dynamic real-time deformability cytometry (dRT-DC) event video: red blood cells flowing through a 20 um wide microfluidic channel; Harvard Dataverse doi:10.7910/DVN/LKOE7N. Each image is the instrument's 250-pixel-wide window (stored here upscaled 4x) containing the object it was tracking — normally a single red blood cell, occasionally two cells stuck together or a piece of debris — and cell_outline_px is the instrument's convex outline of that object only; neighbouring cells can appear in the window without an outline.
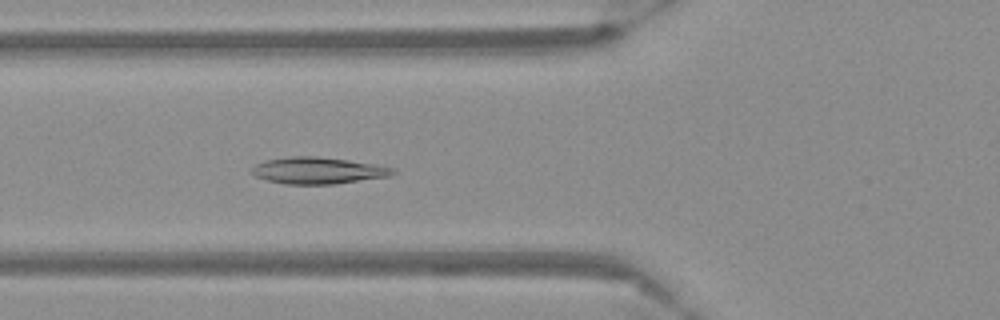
{"species": "Egyptian fruit bat (a non-hibernating species)", "species_latin": "Rousettus aegyptiacus", "temperature_condition": "warm", "stored_images_in_passage": 56, "camera_frame_rate_fps": 3000, "um_per_image_px": 0.085, "frame": {"image": 1, "passage_image": 21, "time_ms": 6.667, "image_size_px": [1000, 320], "cell_outline_px": [[396, 172], [388, 176], [336, 184], [284, 184], [268, 180], [256, 176], [252, 172], [252, 168], [256, 164], [268, 160], [292, 156], [316, 156], [348, 160], [372, 164], [392, 168]], "centroid_in_image_um": [27.01, 14.5], "position_along_channel_um": 98.8, "area_um2": 21.5}}
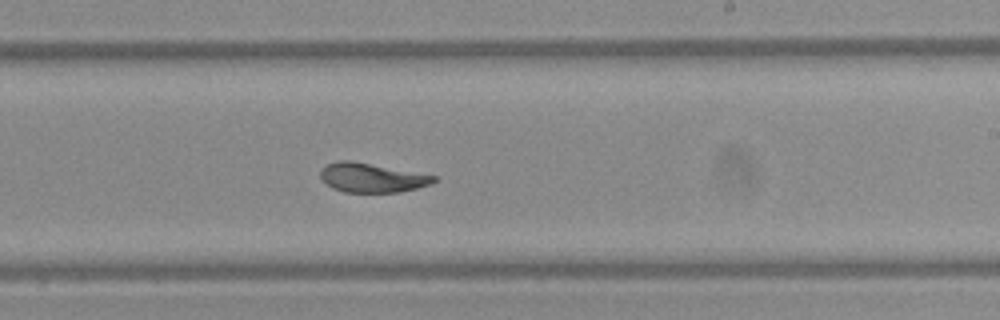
{"frame": {"image": 2, "passage_image": 34, "time_ms": 11.0, "image_size_px": [1000, 320], "cell_outline_px": [[436, 180], [432, 184], [400, 192], [344, 192], [332, 188], [320, 176], [320, 168], [336, 160], [352, 160], [436, 176]], "centroid_in_image_um": [31.58, 15.1], "position_along_channel_um": 257.4, "area_um2": 19.25}}
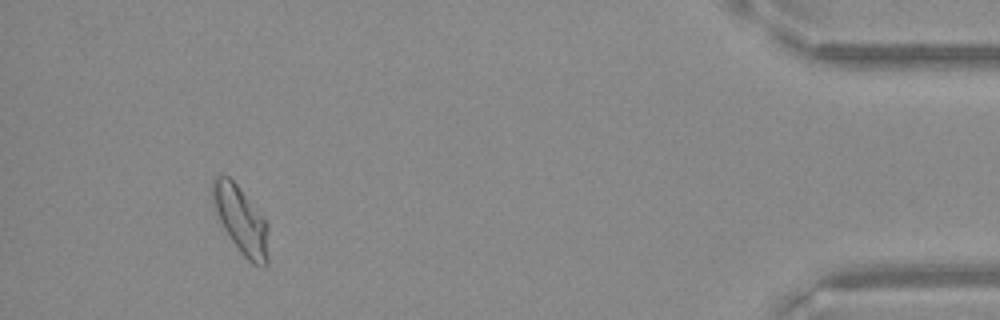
{"frame": {"image": 3, "passage_image": 52, "time_ms": 17.0, "image_size_px": [1000, 320], "cell_outline_px": [[268, 264], [264, 268], [252, 264], [240, 252], [228, 236], [212, 208], [212, 180], [216, 176], [228, 176], [236, 184], [264, 216], [268, 224]], "centroid_in_image_um": [20.49, 18.74], "position_along_channel_um": 414.7, "area_um2": 22.31}}